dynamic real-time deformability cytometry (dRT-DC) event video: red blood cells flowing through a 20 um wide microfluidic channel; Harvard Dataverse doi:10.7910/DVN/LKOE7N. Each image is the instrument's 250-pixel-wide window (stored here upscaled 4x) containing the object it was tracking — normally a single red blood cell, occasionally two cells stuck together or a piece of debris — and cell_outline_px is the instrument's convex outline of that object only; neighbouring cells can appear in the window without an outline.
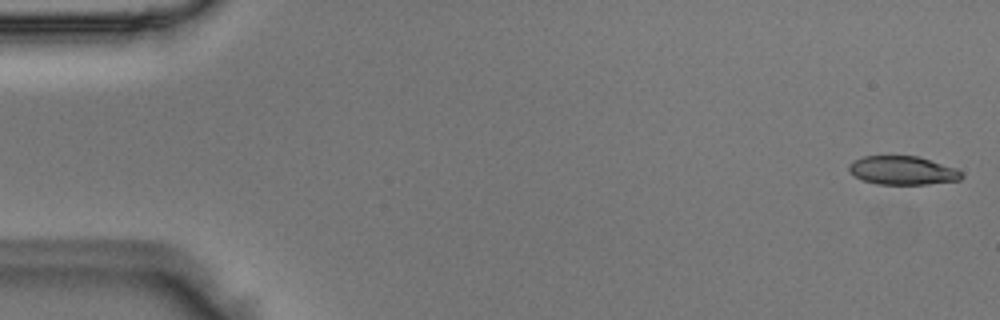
{"species": "Egyptian fruit bat (a non-hibernating species)", "species_latin": "Rousettus aegyptiacus", "temperature_condition": "room temperature", "stored_images_in_passage": 51, "camera_frame_rate_fps": 3000, "um_per_image_px": 0.085, "animal": {"sex": "male"}, "frame": {"image": 1, "passage_image": 1, "time_ms": 0.0, "image_size_px": [1000, 320], "cell_outline_px": [[964, 176], [960, 180], [928, 184], [876, 184], [864, 180], [856, 176], [848, 168], [848, 164], [852, 160], [864, 156], [920, 156], [956, 168]], "centroid_in_image_um": [76.74, 14.48], "position_along_channel_um": 8.3, "area_um2": 18.79}}
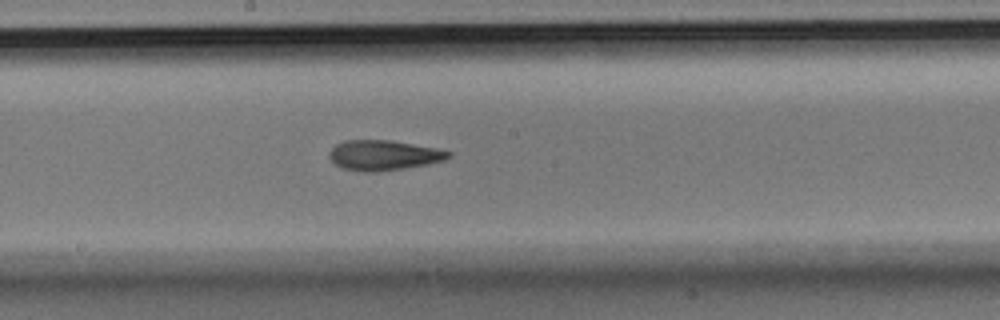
{"frame": {"image": 2, "passage_image": 27, "time_ms": 8.667, "image_size_px": [1000, 320], "cell_outline_px": [[452, 156], [444, 160], [428, 164], [404, 168], [376, 172], [364, 172], [344, 168], [336, 164], [328, 156], [328, 152], [336, 144], [344, 140], [392, 140], [436, 148], [452, 152]], "centroid_in_image_um": [32.62, 13.19], "position_along_channel_um": 215.6, "area_um2": 20.92}}
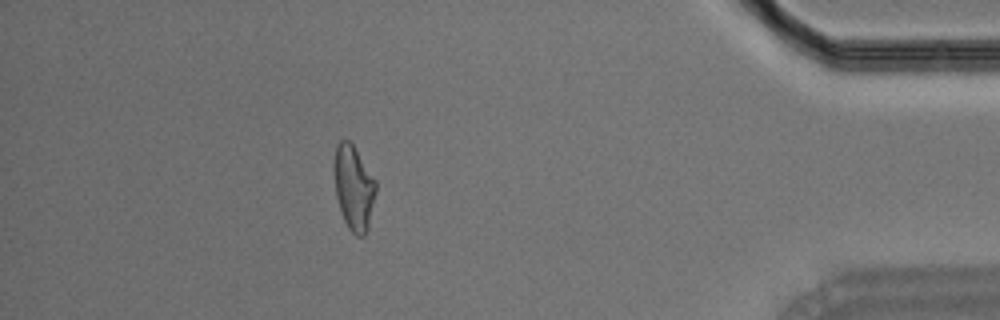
{"frame": {"image": 3, "passage_image": 45, "time_ms": 14.667, "image_size_px": [1000, 320], "cell_outline_px": [[376, 192], [368, 228], [364, 236], [356, 236], [348, 228], [344, 220], [336, 196], [332, 168], [332, 164], [336, 144], [340, 140], [348, 140], [352, 144], [376, 180]], "centroid_in_image_um": [30.04, 15.93], "position_along_channel_um": 405.2, "area_um2": 20.81}}